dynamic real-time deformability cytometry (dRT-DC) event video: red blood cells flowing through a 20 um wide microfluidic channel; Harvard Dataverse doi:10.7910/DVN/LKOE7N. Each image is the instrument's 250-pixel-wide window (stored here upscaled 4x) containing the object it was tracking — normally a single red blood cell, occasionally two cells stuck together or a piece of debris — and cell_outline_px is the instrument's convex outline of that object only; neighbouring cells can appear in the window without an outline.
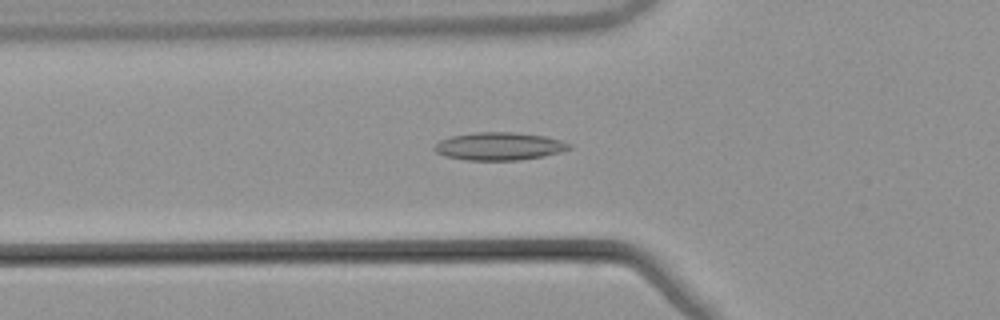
{"species": "common noctule bat (a hibernating species)", "species_latin": "Nyctalus noctula", "temperature_condition": "warm", "stored_images_in_passage": 52, "camera_frame_rate_fps": 3000, "um_per_image_px": 0.085, "animal": {"sex": "male", "body_mass_g": 21.5, "forearm_length_mm": 52.0}, "frame": {"image": 1, "passage_image": 18, "time_ms": 5.667, "image_size_px": [1000, 320], "cell_outline_px": [[572, 148], [560, 152], [544, 156], [520, 160], [464, 160], [444, 156], [436, 152], [432, 148], [440, 140], [452, 136], [476, 132], [512, 132], [544, 136], [560, 140], [572, 144]], "centroid_in_image_um": [42.43, 12.44], "position_along_channel_um": 83.4, "area_um2": 21.91}}
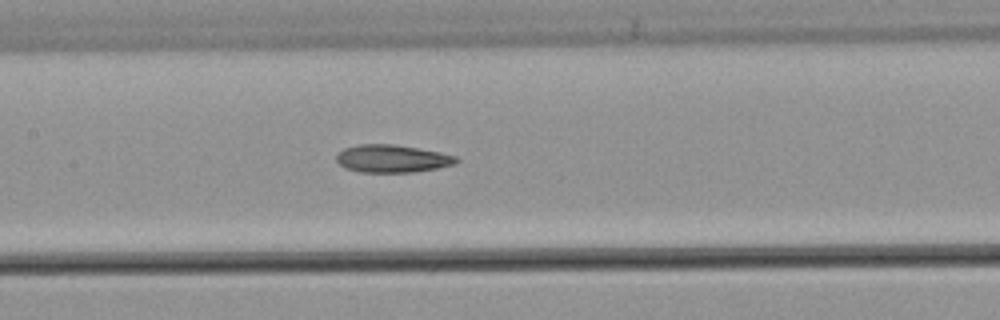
{"frame": {"image": 2, "passage_image": 25, "time_ms": 8.0, "image_size_px": [1000, 320], "cell_outline_px": [[460, 160], [456, 164], [436, 168], [412, 172], [360, 172], [344, 168], [336, 160], [336, 152], [344, 148], [360, 144], [392, 144], [440, 152], [456, 156]], "centroid_in_image_um": [33.31, 13.48], "position_along_channel_um": 174.1, "area_um2": 19.36}}
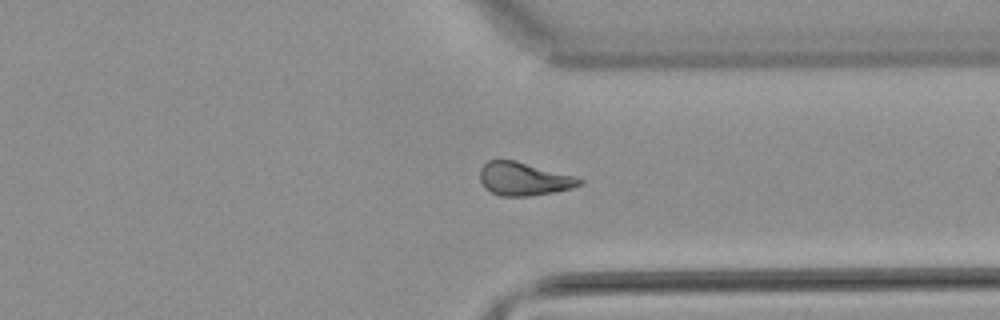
{"frame": {"image": 3, "passage_image": 40, "time_ms": 13.0, "image_size_px": [1000, 320], "cell_outline_px": [[584, 184], [572, 188], [552, 192], [528, 196], [500, 196], [484, 188], [480, 180], [480, 168], [488, 160], [516, 160], [572, 176], [584, 180]], "centroid_in_image_um": [44.49, 15.21], "position_along_channel_um": 366.9, "area_um2": 19.13}, "authors_computed_cell_mechanics": {"area_um2": 19.5942, "velocity_mm_per_s": 3.8605, "shape_relaxation_time_tau1_ms": null, "shape_relaxation_time_tau2_ms": 3.7004, "deformation_change_tau1": null, "deformation_change_tau2": 0.1178}}